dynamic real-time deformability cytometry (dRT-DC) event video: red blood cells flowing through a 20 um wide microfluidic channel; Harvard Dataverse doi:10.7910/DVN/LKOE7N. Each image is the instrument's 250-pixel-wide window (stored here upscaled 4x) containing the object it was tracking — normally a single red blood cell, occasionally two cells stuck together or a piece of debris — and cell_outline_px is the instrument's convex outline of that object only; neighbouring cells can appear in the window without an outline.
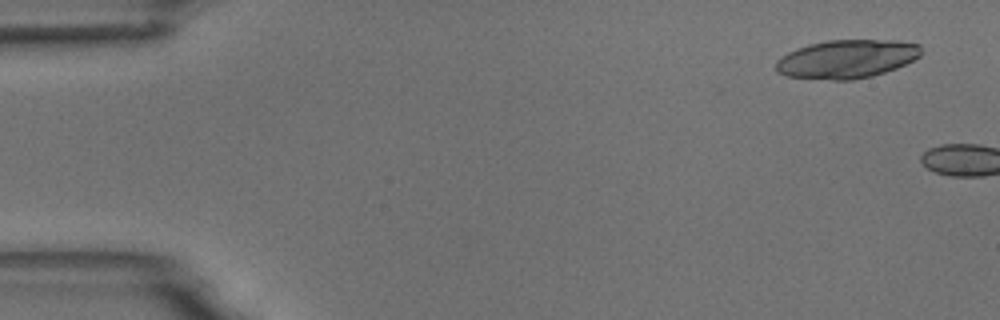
{"species": "common noctule bat (a hibernating species)", "species_latin": "Nyctalus noctula", "temperature_condition": "room temperature", "stored_images_in_passage": 2, "camera_frame_rate_fps": 3000, "um_per_image_px": 0.085, "animal": {"sex": "male", "body_mass_g": 18.8}, "frame": {"image": 1, "passage_image": 1, "time_ms": 0.0, "image_size_px": [1000, 320], "cell_outline_px": [[920, 56], [896, 68], [872, 76], [852, 80], [832, 80], [784, 76], [776, 72], [776, 60], [788, 52], [796, 48], [808, 44], [828, 40], [896, 40], [920, 44]], "centroid_in_image_um": [71.94, 5.01], "position_along_channel_um": 13.1, "area_um2": 32.66}}